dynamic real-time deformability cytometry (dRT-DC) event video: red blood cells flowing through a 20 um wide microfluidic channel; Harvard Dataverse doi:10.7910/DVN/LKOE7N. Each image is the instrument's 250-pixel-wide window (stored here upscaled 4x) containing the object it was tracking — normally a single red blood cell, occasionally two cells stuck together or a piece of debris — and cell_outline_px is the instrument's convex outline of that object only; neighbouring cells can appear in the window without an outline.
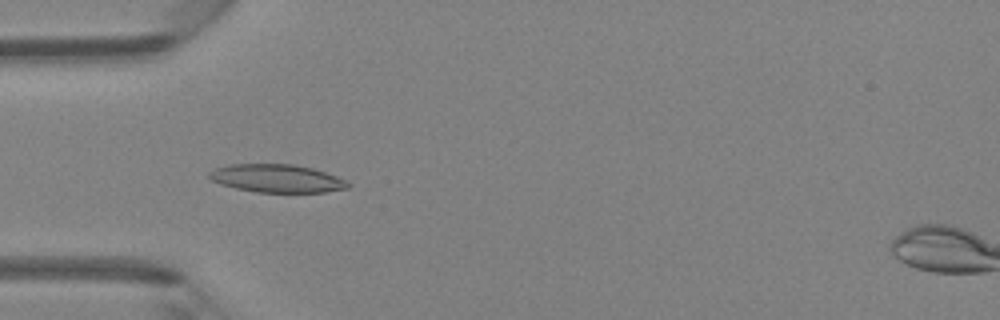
{"species": "Egyptian fruit bat (a non-hibernating species)", "species_latin": "Rousettus aegyptiacus", "temperature_condition": "room temperature", "stored_images_in_passage": 7, "camera_frame_rate_fps": 3000, "um_per_image_px": 0.085, "animal": {"sex": "female"}, "frame": {"image": 1, "passage_image": 5, "time_ms": 5.333, "image_size_px": [1000, 320], "cell_outline_px": [[352, 184], [348, 188], [324, 192], [256, 192], [236, 188], [220, 184], [212, 180], [208, 176], [208, 172], [216, 168], [228, 164], [292, 164], [312, 168], [336, 176]], "centroid_in_image_um": [23.51, 15.16], "position_along_channel_um": 61.5, "area_um2": 22.6}}
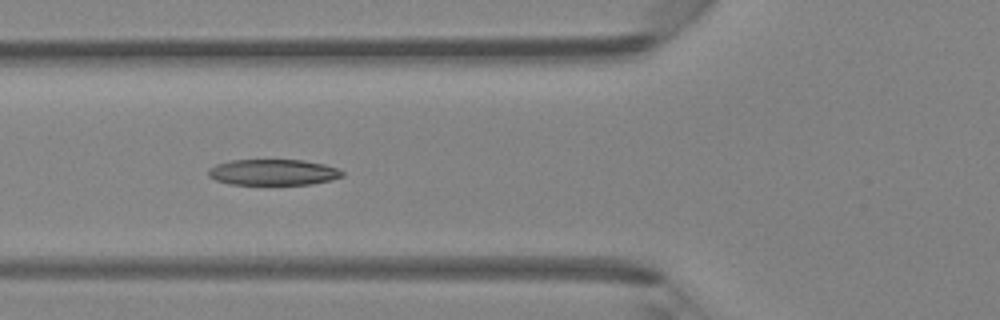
{"frame": {"image": 2, "passage_image": 6, "time_ms": 6.333, "image_size_px": [1000, 320], "cell_outline_px": [[344, 176], [332, 180], [312, 184], [232, 184], [216, 180], [208, 176], [208, 168], [216, 164], [232, 160], [304, 160], [324, 164], [340, 168], [344, 172]], "centroid_in_image_um": [23.26, 14.63], "position_along_channel_um": 102.5, "area_um2": 20.35}}
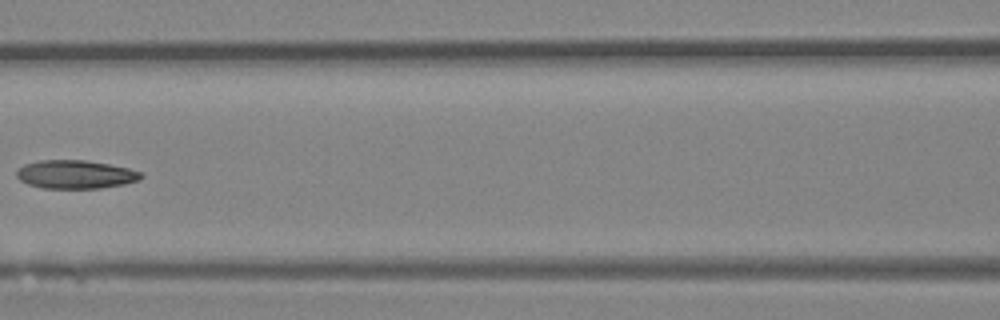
{"frame": {"image": 3, "passage_image": 7, "time_ms": 7.667, "image_size_px": [1000, 320], "cell_outline_px": [[144, 176], [140, 180], [124, 184], [100, 188], [40, 188], [28, 184], [20, 180], [16, 176], [16, 172], [24, 164], [40, 160], [84, 160], [108, 164], [128, 168], [144, 172]], "centroid_in_image_um": [6.44, 14.82], "position_along_channel_um": 160.2, "area_um2": 20.69}}